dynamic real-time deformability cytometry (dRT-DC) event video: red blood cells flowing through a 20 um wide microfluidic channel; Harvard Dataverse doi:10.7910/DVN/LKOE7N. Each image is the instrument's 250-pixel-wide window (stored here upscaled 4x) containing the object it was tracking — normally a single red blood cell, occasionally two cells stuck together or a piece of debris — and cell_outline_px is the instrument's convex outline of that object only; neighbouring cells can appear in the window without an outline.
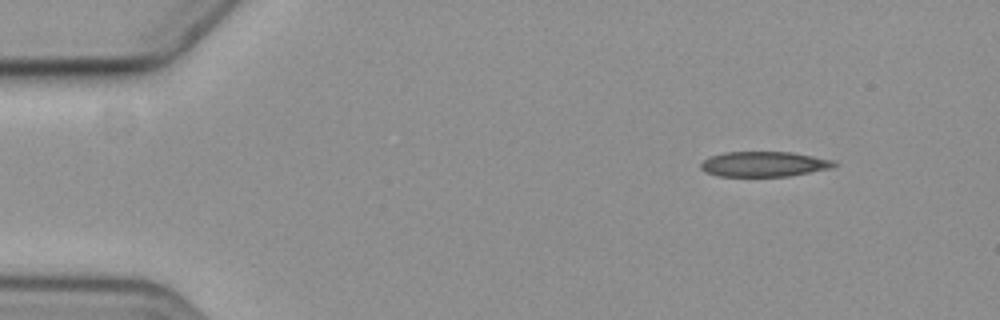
{"species": "common noctule bat (a hibernating species)", "species_latin": "Nyctalus noctula", "temperature_condition": "cold", "stored_images_in_passage": 10, "camera_frame_rate_fps": 3000, "um_per_image_px": 0.085, "animal": {"sex": "female", "body_mass_g": 19.3, "forearm_length_mm": 54.1}, "frame": {"image": 1, "passage_image": 1, "time_ms": 0.0, "image_size_px": [1000, 320], "cell_outline_px": [[840, 164], [832, 168], [788, 176], [720, 176], [704, 172], [700, 168], [700, 164], [704, 160], [712, 156], [724, 152], [792, 152], [836, 160]], "centroid_in_image_um": [64.99, 13.94], "position_along_channel_um": 20.0, "area_um2": 19.65}}